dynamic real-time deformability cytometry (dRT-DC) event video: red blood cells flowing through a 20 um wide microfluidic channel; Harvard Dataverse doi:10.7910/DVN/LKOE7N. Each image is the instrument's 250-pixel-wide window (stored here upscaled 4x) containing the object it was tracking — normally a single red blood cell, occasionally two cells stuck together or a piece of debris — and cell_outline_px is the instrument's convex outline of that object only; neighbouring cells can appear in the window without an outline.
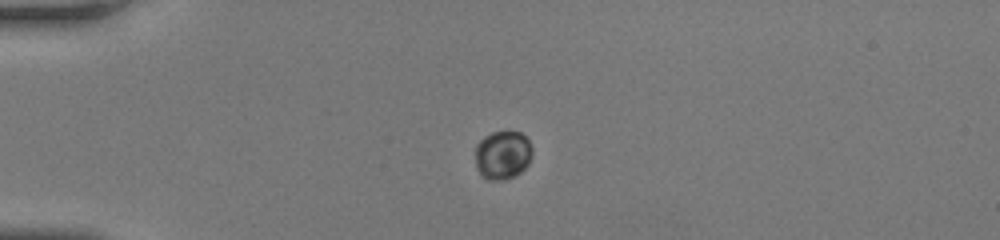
{"species": "human", "species_latin": "Homo sapiens", "temperature_condition": "room temperature", "stored_images_in_passage": 39, "camera_frame_rate_fps": 3000, "um_per_image_px": 0.085, "donor": {"sex": "female"}, "frame": {"image": 1, "passage_image": 1, "time_ms": 0.0, "image_size_px": [1000, 240], "cell_outline_px": [[532, 156], [528, 164], [520, 172], [512, 176], [500, 180], [488, 180], [480, 176], [476, 168], [476, 144], [484, 136], [492, 132], [520, 132], [528, 140], [532, 148]], "centroid_in_image_um": [42.7, 13.18], "position_along_channel_um": 42.3, "area_um2": 16.13}}
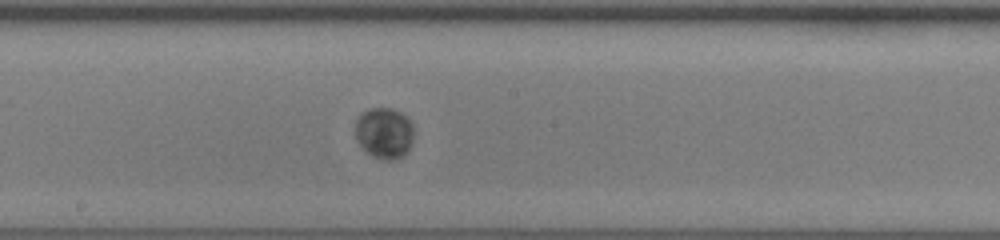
{"frame": {"image": 2, "passage_image": 17, "time_ms": 5.333, "image_size_px": [1000, 240], "cell_outline_px": [[412, 140], [408, 152], [404, 156], [392, 160], [384, 160], [372, 156], [356, 140], [356, 120], [368, 108], [392, 108], [400, 112], [412, 124]], "centroid_in_image_um": [32.67, 11.32], "position_along_channel_um": 215.5, "area_um2": 17.22}}
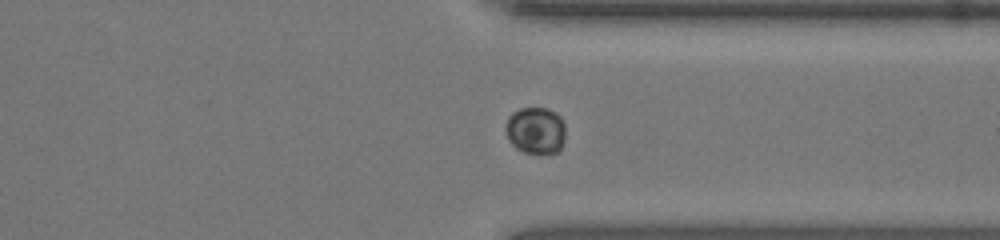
{"frame": {"image": 3, "passage_image": 28, "time_ms": 9.0, "image_size_px": [1000, 240], "cell_outline_px": [[564, 140], [560, 148], [556, 152], [524, 152], [516, 148], [508, 140], [504, 128], [508, 116], [512, 112], [520, 108], [548, 108], [556, 112], [560, 116], [564, 124]], "centroid_in_image_um": [45.5, 11.05], "position_along_channel_um": 365.9, "area_um2": 16.36}}